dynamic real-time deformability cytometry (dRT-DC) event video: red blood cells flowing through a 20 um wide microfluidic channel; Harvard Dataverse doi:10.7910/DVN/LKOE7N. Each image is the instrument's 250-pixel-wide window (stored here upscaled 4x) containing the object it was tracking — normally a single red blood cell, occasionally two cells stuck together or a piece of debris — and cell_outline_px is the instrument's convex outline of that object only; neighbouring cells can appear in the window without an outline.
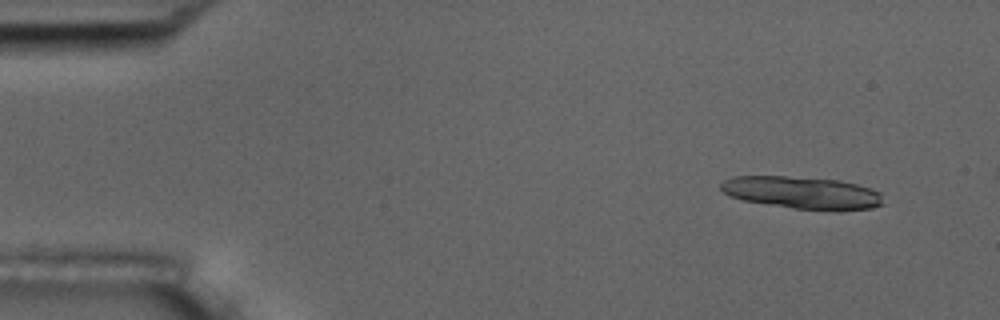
{"species": "common noctule bat (a hibernating species)", "species_latin": "Nyctalus noctula", "temperature_condition": "room temperature", "stored_images_in_passage": 3, "camera_frame_rate_fps": 3000, "um_per_image_px": 0.085, "animal": {"sex": "male", "body_mass_g": 17.5, "forearm_length_mm": 52.3}, "frame": {"image": 1, "passage_image": 2, "time_ms": 1.0, "image_size_px": [1000, 320], "cell_outline_px": [[884, 204], [872, 208], [840, 212], [792, 208], [744, 200], [732, 196], [724, 192], [720, 188], [720, 184], [724, 180], [736, 176], [784, 176], [840, 180], [856, 184], [880, 192]], "centroid_in_image_um": [68.25, 16.4], "position_along_channel_um": 16.8, "area_um2": 30.75}}